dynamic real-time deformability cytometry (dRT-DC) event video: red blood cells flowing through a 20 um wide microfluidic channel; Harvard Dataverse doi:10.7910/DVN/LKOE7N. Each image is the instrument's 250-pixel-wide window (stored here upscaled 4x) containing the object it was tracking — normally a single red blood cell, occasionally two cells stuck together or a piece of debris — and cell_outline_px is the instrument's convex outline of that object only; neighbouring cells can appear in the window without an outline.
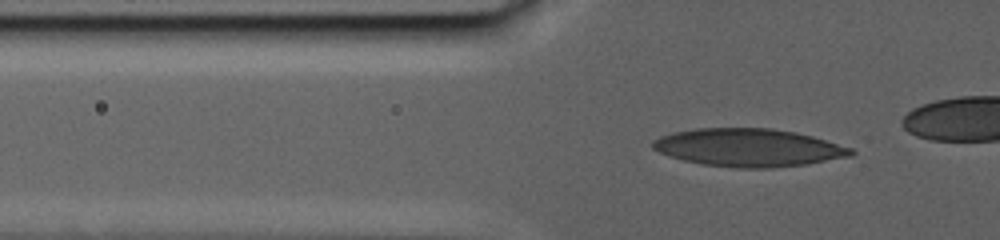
{"species": "human", "species_latin": "Homo sapiens", "temperature_condition": "warm", "stored_images_in_passage": 71, "camera_frame_rate_fps": 3000, "um_per_image_px": 0.085, "donor": {"sex": "male"}, "frame": {"image": 1, "passage_image": 24, "time_ms": 7.667, "image_size_px": [1000, 240], "cell_outline_px": [[856, 152], [852, 156], [804, 164], [772, 168], [736, 168], [700, 164], [668, 156], [652, 148], [652, 140], [660, 136], [672, 132], [696, 128], [772, 128], [796, 132], [812, 136], [852, 148]], "centroid_in_image_um": [63.6, 12.54], "position_along_channel_um": 62.2, "area_um2": 43.93}}
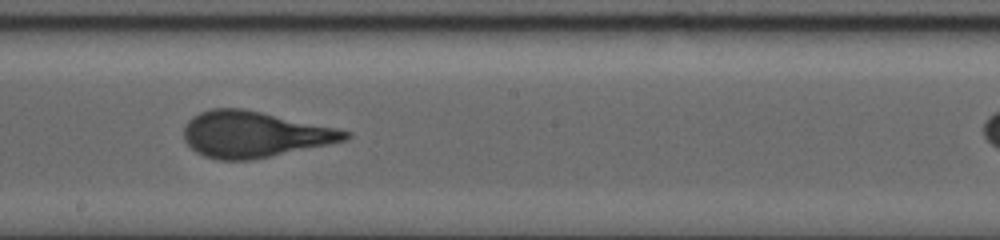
{"frame": {"image": 2, "passage_image": 46, "time_ms": 15.0, "image_size_px": [1000, 240], "cell_outline_px": [[352, 136], [348, 140], [252, 160], [216, 160], [204, 156], [196, 152], [184, 140], [184, 128], [188, 120], [192, 116], [200, 112], [212, 108], [244, 108], [336, 128], [352, 132]], "centroid_in_image_um": [21.6, 11.42], "position_along_channel_um": 226.6, "area_um2": 43.35}}
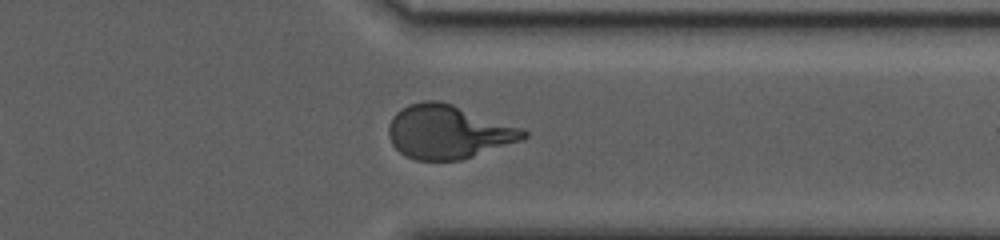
{"frame": {"image": 3, "passage_image": 64, "time_ms": 21.0, "image_size_px": [1000, 240], "cell_outline_px": [[528, 136], [520, 140], [460, 160], [416, 160], [404, 156], [392, 144], [388, 136], [388, 128], [392, 116], [400, 108], [408, 104], [424, 100], [440, 100], [452, 104], [520, 128], [528, 132]], "centroid_in_image_um": [38.02, 11.2], "position_along_channel_um": 373.4, "area_um2": 41.79}}